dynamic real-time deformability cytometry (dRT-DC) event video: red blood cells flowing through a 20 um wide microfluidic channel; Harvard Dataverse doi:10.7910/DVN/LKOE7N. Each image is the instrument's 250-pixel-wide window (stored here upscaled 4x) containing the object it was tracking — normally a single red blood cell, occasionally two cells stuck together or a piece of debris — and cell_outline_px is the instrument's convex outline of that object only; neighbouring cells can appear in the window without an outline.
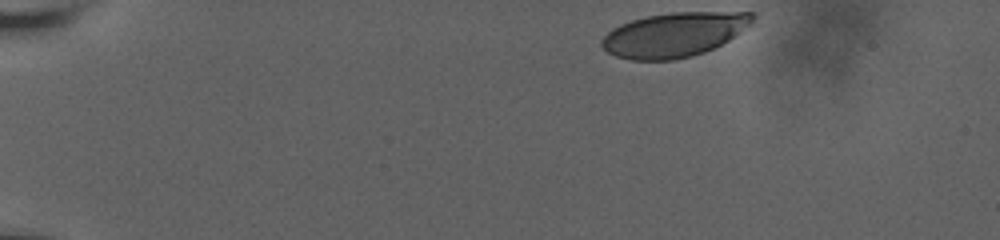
{"species": "human", "species_latin": "Homo sapiens", "temperature_condition": "room temperature", "stored_images_in_passage": 7, "camera_frame_rate_fps": 3000, "um_per_image_px": 0.085, "donor": {"sex": "male"}, "frame": {"image": 1, "passage_image": 1, "time_ms": 0.0, "image_size_px": [1000, 240], "cell_outline_px": [[756, 16], [748, 24], [728, 40], [704, 52], [692, 56], [672, 60], [632, 60], [616, 56], [608, 52], [600, 44], [604, 36], [612, 28], [620, 24], [632, 20], [648, 16], [672, 12], [756, 12]], "centroid_in_image_um": [57.26, 2.94], "position_along_channel_um": 27.7, "area_um2": 38.55}}
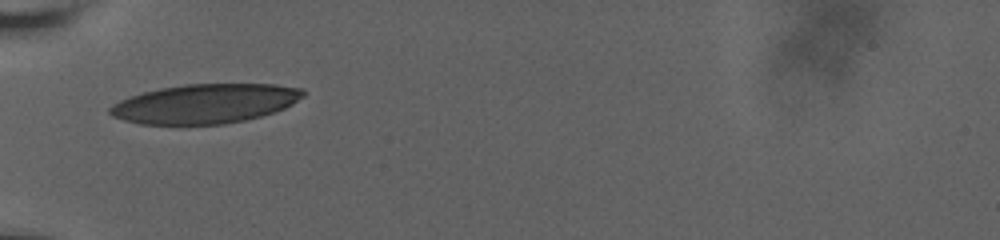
{"frame": {"image": 2, "passage_image": 6, "time_ms": 4.0, "image_size_px": [1000, 240], "cell_outline_px": [[304, 96], [292, 104], [284, 108], [260, 116], [244, 120], [224, 124], [140, 124], [124, 120], [112, 116], [108, 112], [108, 108], [112, 104], [120, 100], [144, 92], [160, 88], [184, 84], [276, 84], [304, 88]], "centroid_in_image_um": [17.43, 8.8], "position_along_channel_um": 67.6, "area_um2": 44.22}}